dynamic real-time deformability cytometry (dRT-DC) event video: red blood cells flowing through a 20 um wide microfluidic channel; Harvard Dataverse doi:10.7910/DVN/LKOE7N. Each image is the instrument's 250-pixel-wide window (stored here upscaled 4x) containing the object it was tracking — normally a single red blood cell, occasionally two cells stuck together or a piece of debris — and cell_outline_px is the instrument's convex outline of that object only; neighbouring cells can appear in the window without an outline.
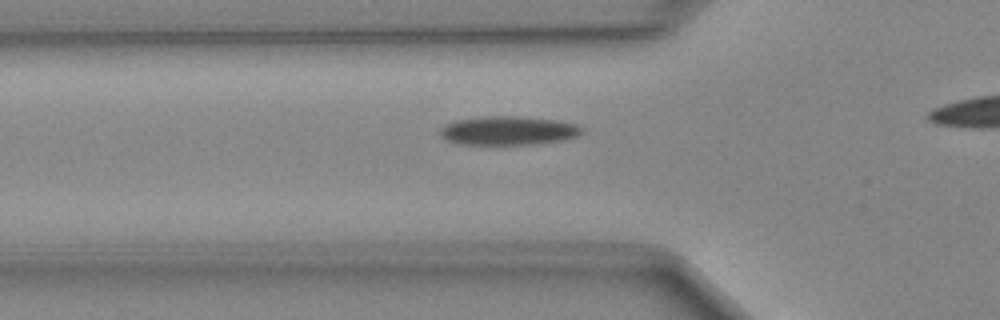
{"species": "Egyptian fruit bat (a non-hibernating species)", "species_latin": "Rousettus aegyptiacus", "temperature_condition": "cold", "stored_images_in_passage": 25, "camera_frame_rate_fps": 3000, "um_per_image_px": 0.085, "animal": {"sex": "female"}, "frame": {"image": 1, "passage_image": 2, "time_ms": 0.333, "image_size_px": [1000, 320], "cell_outline_px": [[584, 132], [576, 136], [560, 140], [532, 144], [456, 144], [444, 140], [440, 136], [440, 128], [444, 124], [456, 120], [484, 116], [520, 116], [556, 120], [576, 124], [584, 128]], "centroid_in_image_um": [43.15, 11.09], "position_along_channel_um": 82.6, "area_um2": 23.93}}
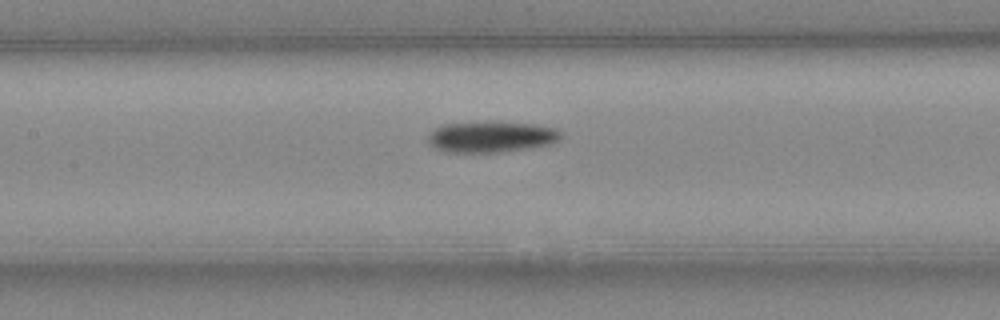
{"frame": {"image": 2, "passage_image": 8, "time_ms": 2.333, "image_size_px": [1000, 320], "cell_outline_px": [[564, 132], [556, 140], [548, 144], [524, 148], [496, 152], [452, 152], [436, 148], [428, 144], [428, 136], [436, 128], [444, 124], [536, 124], [556, 128]], "centroid_in_image_um": [41.75, 11.65], "position_along_channel_um": 165.6, "area_um2": 22.77}}
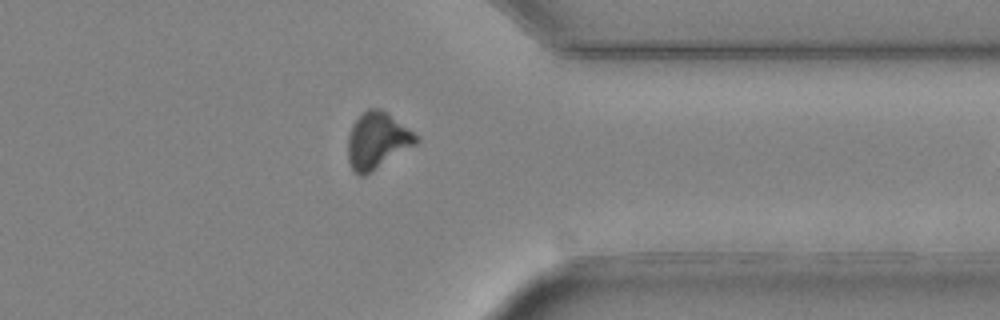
{"frame": {"image": 3, "passage_image": 24, "time_ms": 7.667, "image_size_px": [1000, 320], "cell_outline_px": [[420, 140], [416, 144], [372, 172], [364, 176], [360, 176], [352, 168], [348, 160], [348, 136], [352, 124], [368, 108], [380, 108], [408, 128]], "centroid_in_image_um": [32.05, 11.97], "position_along_channel_um": 379.4, "area_um2": 22.14}}